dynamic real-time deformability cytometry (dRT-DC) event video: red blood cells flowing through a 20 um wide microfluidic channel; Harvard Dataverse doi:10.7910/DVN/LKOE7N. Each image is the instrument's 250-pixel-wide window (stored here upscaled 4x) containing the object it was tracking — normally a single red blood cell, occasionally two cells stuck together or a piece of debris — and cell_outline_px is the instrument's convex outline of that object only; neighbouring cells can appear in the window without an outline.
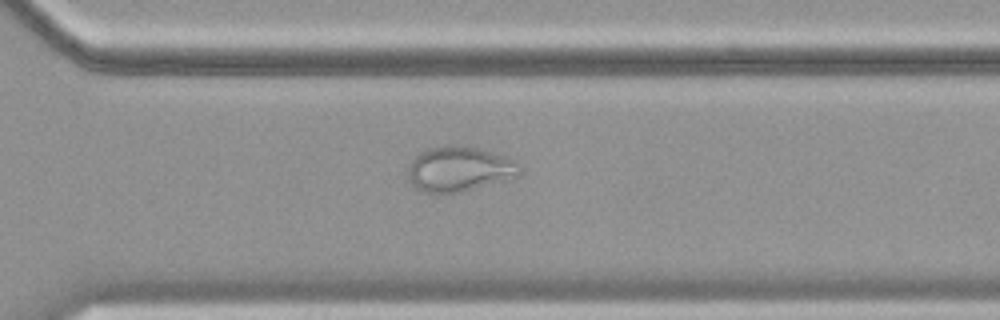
{"species": "common noctule bat (a hibernating species)", "species_latin": "Nyctalus noctula", "temperature_condition": "cold", "stored_images_in_passage": 56, "camera_frame_rate_fps": 3000, "um_per_image_px": 0.085, "animal": {"sex": "female", "body_mass_g": 19.9}, "frame": {"image": 1, "passage_image": 40, "time_ms": 13.0, "image_size_px": [1000, 320], "cell_outline_px": [[520, 164], [500, 180], [464, 192], [424, 192], [416, 188], [408, 180], [408, 168], [412, 160], [420, 152], [428, 148], [448, 144], [456, 144], [476, 148], [508, 156]], "centroid_in_image_um": [38.88, 14.33], "position_along_channel_um": 331.7, "area_um2": 28.38}}
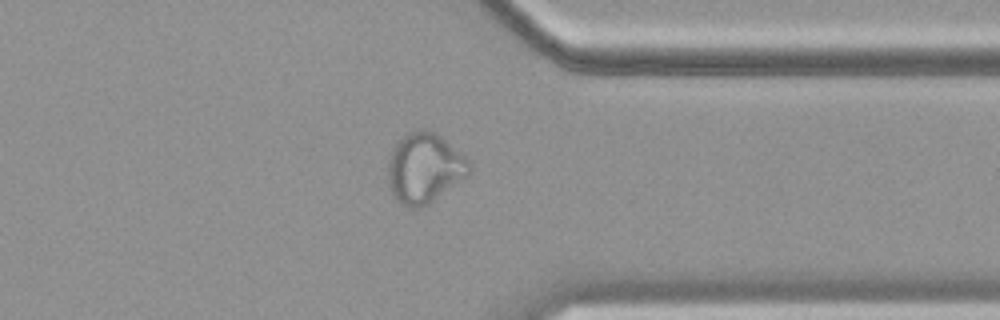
{"frame": {"image": 2, "passage_image": 44, "time_ms": 14.333, "image_size_px": [1000, 320], "cell_outline_px": [[472, 168], [468, 176], [428, 204], [420, 208], [408, 208], [400, 204], [392, 196], [388, 184], [388, 160], [392, 148], [408, 132], [424, 128], [436, 132], [464, 156], [472, 164]], "centroid_in_image_um": [36.07, 14.3], "position_along_channel_um": 375.3, "area_um2": 33.47}}